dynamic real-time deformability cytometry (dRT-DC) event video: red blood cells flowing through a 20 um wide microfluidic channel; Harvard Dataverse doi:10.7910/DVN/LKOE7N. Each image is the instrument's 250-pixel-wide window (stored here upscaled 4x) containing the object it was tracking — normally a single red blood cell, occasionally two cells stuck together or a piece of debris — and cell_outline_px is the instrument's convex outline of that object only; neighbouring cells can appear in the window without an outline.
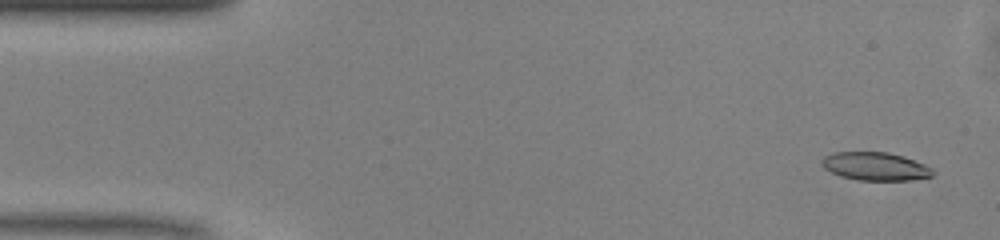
{"species": "common noctule bat (a hibernating species)", "species_latin": "Nyctalus noctula", "temperature_condition": "warm", "stored_images_in_passage": 49, "camera_frame_rate_fps": 3000, "um_per_image_px": 0.085, "animal": {"sex": "male", "body_mass_g": 13.0, "forearm_length_mm": 53.1}, "frame": {"image": 1, "passage_image": 2, "time_ms": 0.333, "image_size_px": [1000, 240], "cell_outline_px": [[932, 176], [908, 180], [860, 180], [840, 176], [824, 168], [820, 164], [820, 160], [824, 156], [832, 152], [888, 152], [904, 156], [924, 164], [932, 168]], "centroid_in_image_um": [74.35, 14.13], "position_along_channel_um": 10.6, "area_um2": 18.21}}
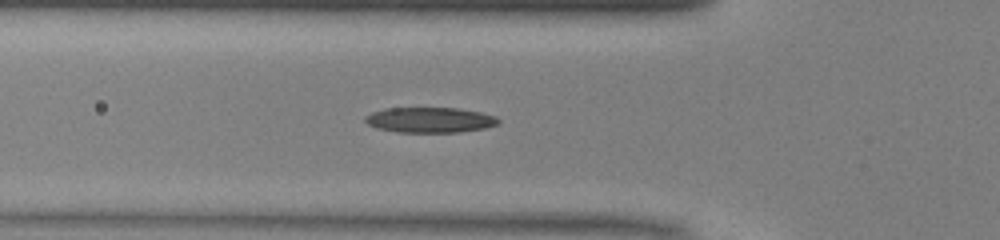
{"frame": {"image": 2, "passage_image": 16, "time_ms": 5.0, "image_size_px": [1000, 240], "cell_outline_px": [[500, 124], [484, 128], [460, 132], [396, 132], [376, 128], [368, 124], [364, 120], [364, 116], [372, 112], [384, 108], [460, 108], [480, 112], [496, 116], [500, 120]], "centroid_in_image_um": [36.54, 10.19], "position_along_channel_um": 89.3, "area_um2": 19.83}}
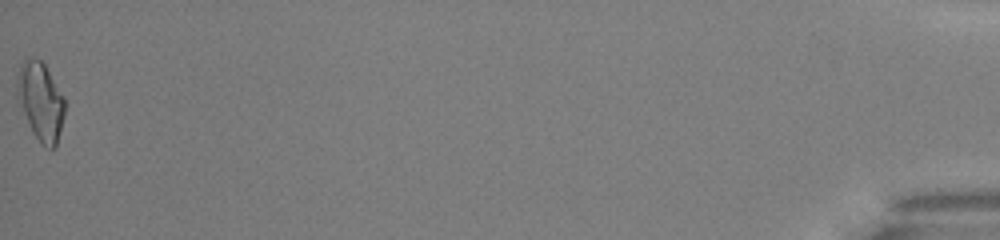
{"frame": {"image": 3, "passage_image": 49, "time_ms": 16.0, "image_size_px": [1000, 240], "cell_outline_px": [[64, 116], [56, 148], [44, 148], [40, 144], [32, 132], [24, 112], [20, 100], [16, 84], [16, 80], [20, 68], [24, 60], [28, 56], [32, 56], [40, 60], [44, 64], [64, 96]], "centroid_in_image_um": [3.48, 8.63], "position_along_channel_um": 431.7, "area_um2": 21.44}, "authors_computed_cell_mechanics": {"area_um2": 19.363, "velocity_mm_per_s": 4.126, "shape_relaxation_time_tau1_ms": 6.6407, "shape_relaxation_time_tau2_ms": 2.6959, "deformation_change_tau1": 0.1927, "deformation_change_tau2": 0.1161}}